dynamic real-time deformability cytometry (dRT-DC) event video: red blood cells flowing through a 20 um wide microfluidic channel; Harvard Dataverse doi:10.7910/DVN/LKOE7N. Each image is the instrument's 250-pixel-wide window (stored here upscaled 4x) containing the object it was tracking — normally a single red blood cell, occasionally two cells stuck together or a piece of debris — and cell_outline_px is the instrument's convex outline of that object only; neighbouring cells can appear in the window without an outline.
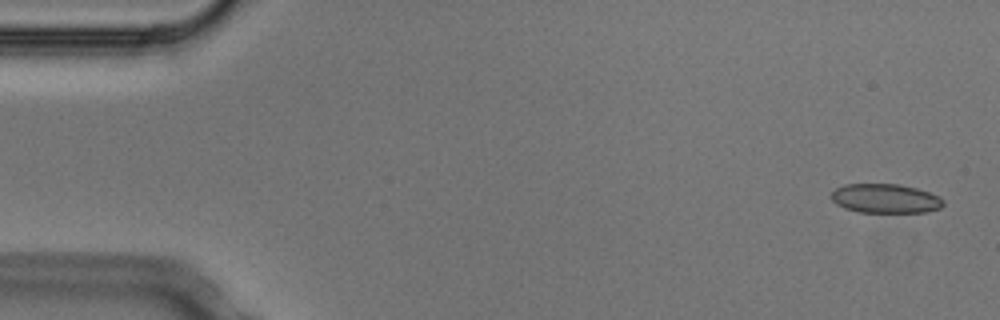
{"species": "Egyptian fruit bat (a non-hibernating species)", "species_latin": "Rousettus aegyptiacus", "temperature_condition": "cold", "stored_images_in_passage": 5, "camera_frame_rate_fps": 3000, "um_per_image_px": 0.085, "animal": {"sex": "male"}, "frame": {"image": 1, "passage_image": 1, "time_ms": 0.0, "image_size_px": [1000, 320], "cell_outline_px": [[944, 204], [940, 208], [928, 212], [860, 212], [844, 208], [836, 204], [832, 200], [832, 192], [836, 188], [844, 184], [896, 184], [916, 188], [940, 196], [944, 200]], "centroid_in_image_um": [75.27, 16.87], "position_along_channel_um": 9.7, "area_um2": 19.07}}
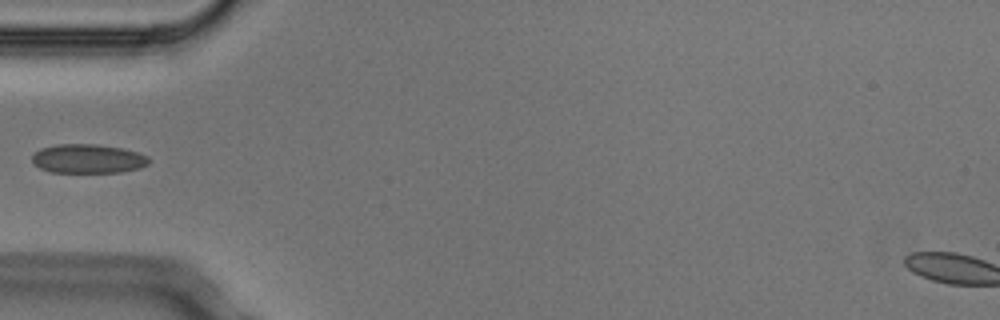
{"frame": {"image": 2, "passage_image": 4, "time_ms": 1.0, "image_size_px": [1000, 320], "cell_outline_px": [[148, 164], [140, 168], [120, 172], [52, 172], [40, 168], [32, 160], [32, 156], [40, 148], [56, 144], [96, 144], [124, 148], [148, 156]], "centroid_in_image_um": [7.48, 13.48], "position_along_channel_um": 77.5, "area_um2": 19.71}}
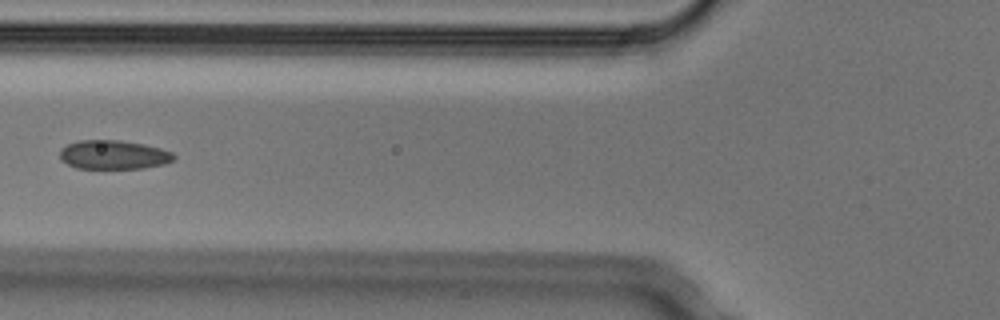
{"frame": {"image": 3, "passage_image": 5, "time_ms": 1.333, "image_size_px": [1000, 320], "cell_outline_px": [[176, 156], [172, 160], [164, 164], [144, 168], [76, 168], [60, 160], [60, 148], [68, 144], [80, 140], [120, 140], [144, 144], [160, 148], [172, 152]], "centroid_in_image_um": [9.64, 13.15], "position_along_channel_um": 116.2, "area_um2": 19.25}}